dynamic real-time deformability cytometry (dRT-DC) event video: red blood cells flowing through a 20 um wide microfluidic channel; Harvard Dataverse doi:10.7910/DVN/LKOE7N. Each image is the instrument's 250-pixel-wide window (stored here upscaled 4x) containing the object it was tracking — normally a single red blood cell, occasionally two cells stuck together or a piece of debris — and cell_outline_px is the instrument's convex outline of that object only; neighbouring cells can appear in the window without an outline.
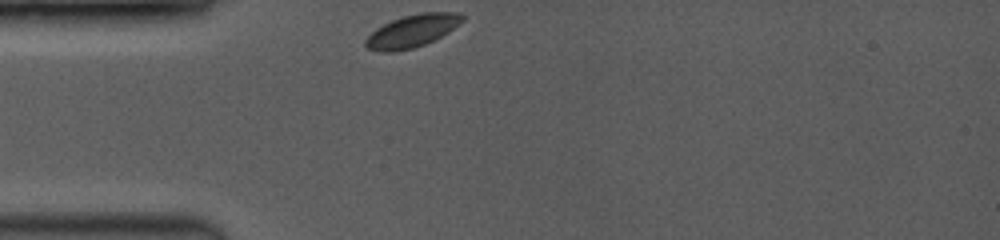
{"species": "common noctule bat (a hibernating species)", "species_latin": "Nyctalus noctula", "temperature_condition": "room temperature", "stored_images_in_passage": 35, "camera_frame_rate_fps": 3500, "um_per_image_px": 0.085, "animal": {"sex": "female", "body_mass_g": 19.0, "forearm_length_mm": 53.3}, "frame": {"image": 1, "passage_image": 1, "time_ms": 0.0, "image_size_px": [1000, 240], "cell_outline_px": [[464, 20], [448, 32], [424, 44], [412, 48], [396, 52], [380, 52], [368, 48], [364, 44], [364, 40], [376, 28], [392, 20], [404, 16], [424, 12], [460, 12], [464, 16]], "centroid_in_image_um": [35.02, 2.63], "position_along_channel_um": 50.0, "area_um2": 18.21}}
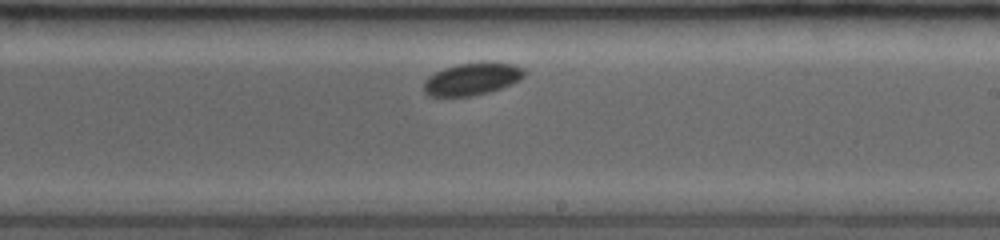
{"frame": {"image": 2, "passage_image": 20, "time_ms": 5.429, "image_size_px": [1000, 240], "cell_outline_px": [[524, 76], [520, 80], [512, 84], [488, 92], [472, 96], [432, 96], [424, 92], [424, 80], [428, 76], [444, 68], [456, 64], [480, 60], [488, 60], [516, 64], [524, 68]], "centroid_in_image_um": [40.16, 6.67], "position_along_channel_um": 248.8, "area_um2": 19.42}}
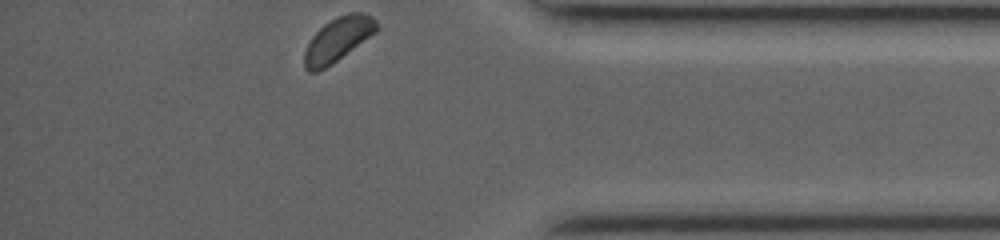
{"frame": {"image": 3, "passage_image": 35, "time_ms": 9.714, "image_size_px": [1000, 240], "cell_outline_px": [[380, 28], [376, 32], [336, 60], [324, 68], [316, 72], [308, 72], [304, 68], [304, 52], [312, 36], [324, 24], [348, 12], [360, 12], [372, 16], [376, 20]], "centroid_in_image_um": [28.72, 3.34], "position_along_channel_um": 406.5, "area_um2": 18.21}}